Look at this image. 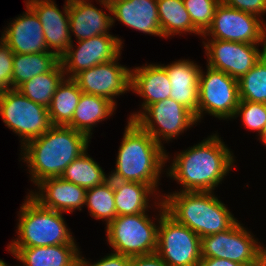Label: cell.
<instances>
[{"label": "cell", "instance_id": "1", "mask_svg": "<svg viewBox=\"0 0 266 266\" xmlns=\"http://www.w3.org/2000/svg\"><path fill=\"white\" fill-rule=\"evenodd\" d=\"M217 134L189 147L173 159L167 174L182 192H213L234 165V155Z\"/></svg>", "mask_w": 266, "mask_h": 266}, {"label": "cell", "instance_id": "2", "mask_svg": "<svg viewBox=\"0 0 266 266\" xmlns=\"http://www.w3.org/2000/svg\"><path fill=\"white\" fill-rule=\"evenodd\" d=\"M90 138L68 126H52L40 137L28 141L21 160L28 165L36 185L50 177H60L66 167L88 149Z\"/></svg>", "mask_w": 266, "mask_h": 266}, {"label": "cell", "instance_id": "3", "mask_svg": "<svg viewBox=\"0 0 266 266\" xmlns=\"http://www.w3.org/2000/svg\"><path fill=\"white\" fill-rule=\"evenodd\" d=\"M124 131L116 168L107 176L112 180L148 184L156 191L162 168L169 160L164 146L134 121L128 120Z\"/></svg>", "mask_w": 266, "mask_h": 266}, {"label": "cell", "instance_id": "4", "mask_svg": "<svg viewBox=\"0 0 266 266\" xmlns=\"http://www.w3.org/2000/svg\"><path fill=\"white\" fill-rule=\"evenodd\" d=\"M166 212L200 238L230 229L236 222L214 192L175 191L162 195Z\"/></svg>", "mask_w": 266, "mask_h": 266}, {"label": "cell", "instance_id": "5", "mask_svg": "<svg viewBox=\"0 0 266 266\" xmlns=\"http://www.w3.org/2000/svg\"><path fill=\"white\" fill-rule=\"evenodd\" d=\"M17 226L18 238L11 241V248L46 247L75 244L62 212L41 206L30 195L20 206Z\"/></svg>", "mask_w": 266, "mask_h": 266}, {"label": "cell", "instance_id": "6", "mask_svg": "<svg viewBox=\"0 0 266 266\" xmlns=\"http://www.w3.org/2000/svg\"><path fill=\"white\" fill-rule=\"evenodd\" d=\"M158 201L157 204L155 202L160 209L156 253L168 266H198L201 260V238L171 217L162 199Z\"/></svg>", "mask_w": 266, "mask_h": 266}, {"label": "cell", "instance_id": "7", "mask_svg": "<svg viewBox=\"0 0 266 266\" xmlns=\"http://www.w3.org/2000/svg\"><path fill=\"white\" fill-rule=\"evenodd\" d=\"M0 116L4 124L20 137L21 147L53 126L48 108L35 103L13 88L0 94Z\"/></svg>", "mask_w": 266, "mask_h": 266}, {"label": "cell", "instance_id": "8", "mask_svg": "<svg viewBox=\"0 0 266 266\" xmlns=\"http://www.w3.org/2000/svg\"><path fill=\"white\" fill-rule=\"evenodd\" d=\"M146 214L117 216L106 226L107 241L113 252L128 257L156 253L158 225Z\"/></svg>", "mask_w": 266, "mask_h": 266}, {"label": "cell", "instance_id": "9", "mask_svg": "<svg viewBox=\"0 0 266 266\" xmlns=\"http://www.w3.org/2000/svg\"><path fill=\"white\" fill-rule=\"evenodd\" d=\"M206 70L201 69L199 77V121L205 113L221 120L234 119L240 102L238 80L209 66Z\"/></svg>", "mask_w": 266, "mask_h": 266}, {"label": "cell", "instance_id": "10", "mask_svg": "<svg viewBox=\"0 0 266 266\" xmlns=\"http://www.w3.org/2000/svg\"><path fill=\"white\" fill-rule=\"evenodd\" d=\"M238 221L228 230L201 238V258H220L259 266L260 246Z\"/></svg>", "mask_w": 266, "mask_h": 266}, {"label": "cell", "instance_id": "11", "mask_svg": "<svg viewBox=\"0 0 266 266\" xmlns=\"http://www.w3.org/2000/svg\"><path fill=\"white\" fill-rule=\"evenodd\" d=\"M266 47V23L258 16L226 6H217L211 26L202 36Z\"/></svg>", "mask_w": 266, "mask_h": 266}, {"label": "cell", "instance_id": "12", "mask_svg": "<svg viewBox=\"0 0 266 266\" xmlns=\"http://www.w3.org/2000/svg\"><path fill=\"white\" fill-rule=\"evenodd\" d=\"M134 122L163 146V140L171 141L198 121L186 107L172 98H166L148 106Z\"/></svg>", "mask_w": 266, "mask_h": 266}, {"label": "cell", "instance_id": "13", "mask_svg": "<svg viewBox=\"0 0 266 266\" xmlns=\"http://www.w3.org/2000/svg\"><path fill=\"white\" fill-rule=\"evenodd\" d=\"M203 44L208 59L206 66L225 72L237 80L248 73L266 53V47L261 51L259 44L218 39H209Z\"/></svg>", "mask_w": 266, "mask_h": 266}, {"label": "cell", "instance_id": "14", "mask_svg": "<svg viewBox=\"0 0 266 266\" xmlns=\"http://www.w3.org/2000/svg\"><path fill=\"white\" fill-rule=\"evenodd\" d=\"M77 42V49H74L72 41L67 51L60 57L66 78H74L81 71L117 58L123 48L121 38L111 34L98 35Z\"/></svg>", "mask_w": 266, "mask_h": 266}, {"label": "cell", "instance_id": "15", "mask_svg": "<svg viewBox=\"0 0 266 266\" xmlns=\"http://www.w3.org/2000/svg\"><path fill=\"white\" fill-rule=\"evenodd\" d=\"M120 56L79 72L73 79L80 90L85 94L106 98L117 106L115 96L131 90V69L117 62Z\"/></svg>", "mask_w": 266, "mask_h": 266}, {"label": "cell", "instance_id": "16", "mask_svg": "<svg viewBox=\"0 0 266 266\" xmlns=\"http://www.w3.org/2000/svg\"><path fill=\"white\" fill-rule=\"evenodd\" d=\"M65 3L63 12L53 0H26L25 3L36 13L42 24L48 51L59 58L72 43L69 28V0Z\"/></svg>", "mask_w": 266, "mask_h": 266}, {"label": "cell", "instance_id": "17", "mask_svg": "<svg viewBox=\"0 0 266 266\" xmlns=\"http://www.w3.org/2000/svg\"><path fill=\"white\" fill-rule=\"evenodd\" d=\"M115 19L127 27L162 37L157 0H98Z\"/></svg>", "mask_w": 266, "mask_h": 266}, {"label": "cell", "instance_id": "18", "mask_svg": "<svg viewBox=\"0 0 266 266\" xmlns=\"http://www.w3.org/2000/svg\"><path fill=\"white\" fill-rule=\"evenodd\" d=\"M26 11L6 27L1 40L14 54L50 52L44 39L42 24L36 13L27 5Z\"/></svg>", "mask_w": 266, "mask_h": 266}, {"label": "cell", "instance_id": "19", "mask_svg": "<svg viewBox=\"0 0 266 266\" xmlns=\"http://www.w3.org/2000/svg\"><path fill=\"white\" fill-rule=\"evenodd\" d=\"M36 185L39 191H30L28 195L45 208L72 213L85 205L86 189L61 177L46 178Z\"/></svg>", "mask_w": 266, "mask_h": 266}, {"label": "cell", "instance_id": "20", "mask_svg": "<svg viewBox=\"0 0 266 266\" xmlns=\"http://www.w3.org/2000/svg\"><path fill=\"white\" fill-rule=\"evenodd\" d=\"M167 72L170 84V98L191 111L199 121V77L201 67L193 61L178 60L161 65Z\"/></svg>", "mask_w": 266, "mask_h": 266}, {"label": "cell", "instance_id": "21", "mask_svg": "<svg viewBox=\"0 0 266 266\" xmlns=\"http://www.w3.org/2000/svg\"><path fill=\"white\" fill-rule=\"evenodd\" d=\"M143 97L142 111L133 113L134 121L148 106L170 98L171 84L166 70L160 64L143 65L131 70V90Z\"/></svg>", "mask_w": 266, "mask_h": 266}, {"label": "cell", "instance_id": "22", "mask_svg": "<svg viewBox=\"0 0 266 266\" xmlns=\"http://www.w3.org/2000/svg\"><path fill=\"white\" fill-rule=\"evenodd\" d=\"M112 18L87 0H69L70 36L73 33L77 41L109 34V28L113 26Z\"/></svg>", "mask_w": 266, "mask_h": 266}, {"label": "cell", "instance_id": "23", "mask_svg": "<svg viewBox=\"0 0 266 266\" xmlns=\"http://www.w3.org/2000/svg\"><path fill=\"white\" fill-rule=\"evenodd\" d=\"M7 249L23 266H77L80 255L77 244Z\"/></svg>", "mask_w": 266, "mask_h": 266}, {"label": "cell", "instance_id": "24", "mask_svg": "<svg viewBox=\"0 0 266 266\" xmlns=\"http://www.w3.org/2000/svg\"><path fill=\"white\" fill-rule=\"evenodd\" d=\"M116 106L106 98L82 93L71 122L67 125L89 138L94 125L113 115Z\"/></svg>", "mask_w": 266, "mask_h": 266}, {"label": "cell", "instance_id": "25", "mask_svg": "<svg viewBox=\"0 0 266 266\" xmlns=\"http://www.w3.org/2000/svg\"><path fill=\"white\" fill-rule=\"evenodd\" d=\"M113 187L117 216L146 213L150 207L148 197L157 195L150 185L144 183L113 180Z\"/></svg>", "mask_w": 266, "mask_h": 266}, {"label": "cell", "instance_id": "26", "mask_svg": "<svg viewBox=\"0 0 266 266\" xmlns=\"http://www.w3.org/2000/svg\"><path fill=\"white\" fill-rule=\"evenodd\" d=\"M82 93L73 78L62 80L48 107L53 126H67L71 122Z\"/></svg>", "mask_w": 266, "mask_h": 266}, {"label": "cell", "instance_id": "27", "mask_svg": "<svg viewBox=\"0 0 266 266\" xmlns=\"http://www.w3.org/2000/svg\"><path fill=\"white\" fill-rule=\"evenodd\" d=\"M162 38L185 32L202 35L193 25L183 0H157Z\"/></svg>", "mask_w": 266, "mask_h": 266}, {"label": "cell", "instance_id": "28", "mask_svg": "<svg viewBox=\"0 0 266 266\" xmlns=\"http://www.w3.org/2000/svg\"><path fill=\"white\" fill-rule=\"evenodd\" d=\"M59 62L60 58L52 52L14 54L12 88L17 89L34 76L51 71Z\"/></svg>", "mask_w": 266, "mask_h": 266}, {"label": "cell", "instance_id": "29", "mask_svg": "<svg viewBox=\"0 0 266 266\" xmlns=\"http://www.w3.org/2000/svg\"><path fill=\"white\" fill-rule=\"evenodd\" d=\"M65 77L59 62L51 71L34 76L21 84L17 90L28 99L48 108L57 87Z\"/></svg>", "mask_w": 266, "mask_h": 266}, {"label": "cell", "instance_id": "30", "mask_svg": "<svg viewBox=\"0 0 266 266\" xmlns=\"http://www.w3.org/2000/svg\"><path fill=\"white\" fill-rule=\"evenodd\" d=\"M87 150L71 162L63 174V180L74 183L85 189L94 188L109 179L102 167L87 155Z\"/></svg>", "mask_w": 266, "mask_h": 266}, {"label": "cell", "instance_id": "31", "mask_svg": "<svg viewBox=\"0 0 266 266\" xmlns=\"http://www.w3.org/2000/svg\"><path fill=\"white\" fill-rule=\"evenodd\" d=\"M85 205L91 217L106 221V225L112 222L117 217L113 180L109 178L101 185L86 189Z\"/></svg>", "mask_w": 266, "mask_h": 266}, {"label": "cell", "instance_id": "32", "mask_svg": "<svg viewBox=\"0 0 266 266\" xmlns=\"http://www.w3.org/2000/svg\"><path fill=\"white\" fill-rule=\"evenodd\" d=\"M238 89L240 100L266 104V53L238 79Z\"/></svg>", "mask_w": 266, "mask_h": 266}, {"label": "cell", "instance_id": "33", "mask_svg": "<svg viewBox=\"0 0 266 266\" xmlns=\"http://www.w3.org/2000/svg\"><path fill=\"white\" fill-rule=\"evenodd\" d=\"M221 0H183L193 25L204 34L211 26Z\"/></svg>", "mask_w": 266, "mask_h": 266}, {"label": "cell", "instance_id": "34", "mask_svg": "<svg viewBox=\"0 0 266 266\" xmlns=\"http://www.w3.org/2000/svg\"><path fill=\"white\" fill-rule=\"evenodd\" d=\"M242 118V123L248 129L257 131L260 135L266 124V104L240 100L235 113V118Z\"/></svg>", "mask_w": 266, "mask_h": 266}, {"label": "cell", "instance_id": "35", "mask_svg": "<svg viewBox=\"0 0 266 266\" xmlns=\"http://www.w3.org/2000/svg\"><path fill=\"white\" fill-rule=\"evenodd\" d=\"M13 51L0 39V94L12 88Z\"/></svg>", "mask_w": 266, "mask_h": 266}, {"label": "cell", "instance_id": "36", "mask_svg": "<svg viewBox=\"0 0 266 266\" xmlns=\"http://www.w3.org/2000/svg\"><path fill=\"white\" fill-rule=\"evenodd\" d=\"M221 2L228 7L256 15L259 18L266 13V0H221Z\"/></svg>", "mask_w": 266, "mask_h": 266}, {"label": "cell", "instance_id": "37", "mask_svg": "<svg viewBox=\"0 0 266 266\" xmlns=\"http://www.w3.org/2000/svg\"><path fill=\"white\" fill-rule=\"evenodd\" d=\"M129 263L130 257L113 252L93 264L79 255L77 266H129Z\"/></svg>", "mask_w": 266, "mask_h": 266}, {"label": "cell", "instance_id": "38", "mask_svg": "<svg viewBox=\"0 0 266 266\" xmlns=\"http://www.w3.org/2000/svg\"><path fill=\"white\" fill-rule=\"evenodd\" d=\"M129 266H168L157 254L130 257Z\"/></svg>", "mask_w": 266, "mask_h": 266}, {"label": "cell", "instance_id": "39", "mask_svg": "<svg viewBox=\"0 0 266 266\" xmlns=\"http://www.w3.org/2000/svg\"><path fill=\"white\" fill-rule=\"evenodd\" d=\"M198 266H245L230 260L220 258H201Z\"/></svg>", "mask_w": 266, "mask_h": 266}, {"label": "cell", "instance_id": "40", "mask_svg": "<svg viewBox=\"0 0 266 266\" xmlns=\"http://www.w3.org/2000/svg\"><path fill=\"white\" fill-rule=\"evenodd\" d=\"M259 266H266V247L260 246Z\"/></svg>", "mask_w": 266, "mask_h": 266}, {"label": "cell", "instance_id": "41", "mask_svg": "<svg viewBox=\"0 0 266 266\" xmlns=\"http://www.w3.org/2000/svg\"><path fill=\"white\" fill-rule=\"evenodd\" d=\"M259 139L262 141V143H264L263 145L266 146V124L264 126L262 133L259 135Z\"/></svg>", "mask_w": 266, "mask_h": 266}, {"label": "cell", "instance_id": "42", "mask_svg": "<svg viewBox=\"0 0 266 266\" xmlns=\"http://www.w3.org/2000/svg\"><path fill=\"white\" fill-rule=\"evenodd\" d=\"M0 266H9V265L6 264L3 260L0 259Z\"/></svg>", "mask_w": 266, "mask_h": 266}]
</instances>
